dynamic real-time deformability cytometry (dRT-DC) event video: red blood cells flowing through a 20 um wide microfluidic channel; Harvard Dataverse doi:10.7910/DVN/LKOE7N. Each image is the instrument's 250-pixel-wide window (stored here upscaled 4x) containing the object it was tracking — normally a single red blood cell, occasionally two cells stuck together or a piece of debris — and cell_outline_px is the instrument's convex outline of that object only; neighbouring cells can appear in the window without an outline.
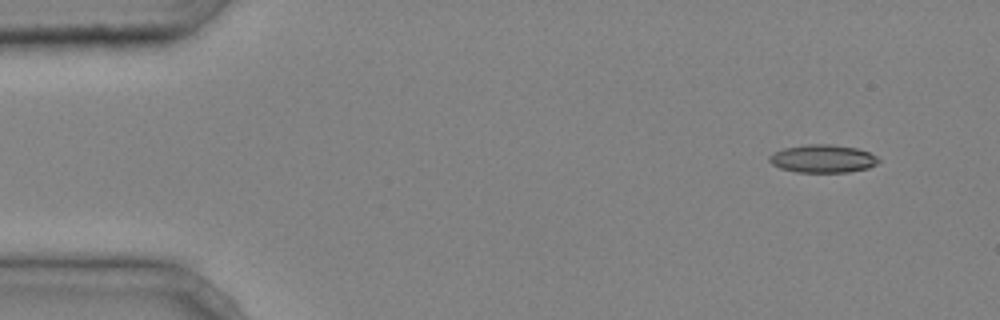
{"species": "common noctule bat (a hibernating species)", "species_latin": "Nyctalus noctula", "temperature_condition": "cold", "stored_images_in_passage": 7, "camera_frame_rate_fps": 3000, "um_per_image_px": 0.085, "animal": {"sex": "male", "body_mass_g": 20.4}, "frame": {"image": 1, "passage_image": 1, "time_ms": 0.0, "image_size_px": [1000, 320], "cell_outline_px": [[880, 160], [876, 164], [868, 168], [848, 172], [796, 172], [780, 168], [772, 164], [768, 160], [768, 156], [784, 148], [808, 144], [832, 144], [856, 148], [868, 152], [876, 156]], "centroid_in_image_um": [69.93, 13.49], "position_along_channel_um": 15.1, "area_um2": 17.74}}